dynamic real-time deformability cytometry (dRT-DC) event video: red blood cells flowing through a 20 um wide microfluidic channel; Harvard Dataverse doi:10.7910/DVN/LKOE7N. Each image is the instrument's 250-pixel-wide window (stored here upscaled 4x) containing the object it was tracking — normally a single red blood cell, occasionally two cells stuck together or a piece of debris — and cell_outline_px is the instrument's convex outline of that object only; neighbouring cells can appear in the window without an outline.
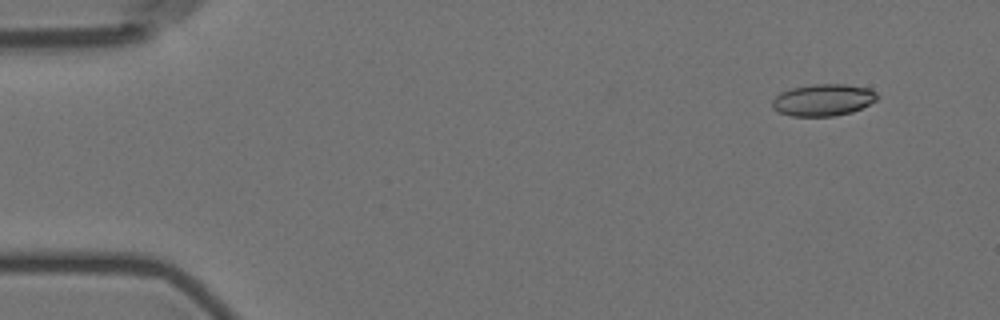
{"species": "Egyptian fruit bat (a non-hibernating species)", "species_latin": "Rousettus aegyptiacus", "temperature_condition": "room temperature", "stored_images_in_passage": 9, "camera_frame_rate_fps": 3000, "um_per_image_px": 0.085, "animal": {"sex": "female"}, "frame": {"image": 1, "passage_image": 2, "time_ms": 1.333, "image_size_px": [1000, 320], "cell_outline_px": [[880, 96], [876, 100], [852, 112], [832, 116], [792, 116], [780, 112], [772, 108], [772, 100], [780, 92], [792, 88], [812, 84], [844, 84], [868, 88], [876, 92]], "centroid_in_image_um": [69.96, 8.49], "position_along_channel_um": 15.0, "area_um2": 19.42}}
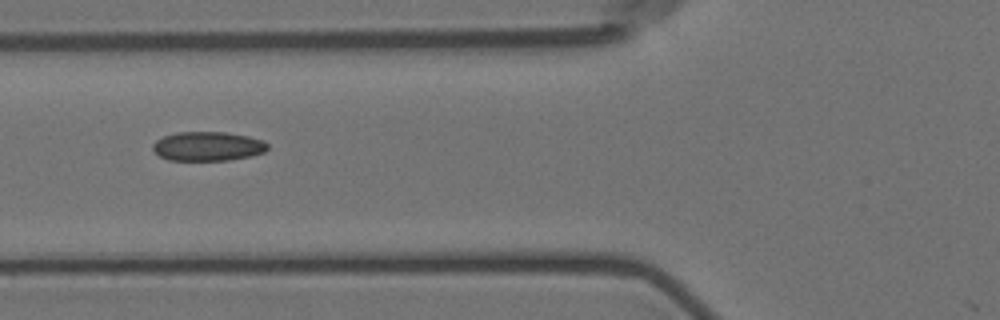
{"frame": {"image": 2, "passage_image": 7, "time_ms": 7.0, "image_size_px": [1000, 320], "cell_outline_px": [[268, 148], [264, 152], [252, 156], [228, 160], [168, 160], [160, 156], [152, 148], [152, 144], [156, 140], [164, 136], [176, 132], [224, 132], [248, 136], [264, 140], [268, 144]], "centroid_in_image_um": [17.67, 12.43], "position_along_channel_um": 108.1, "area_um2": 19.59}}
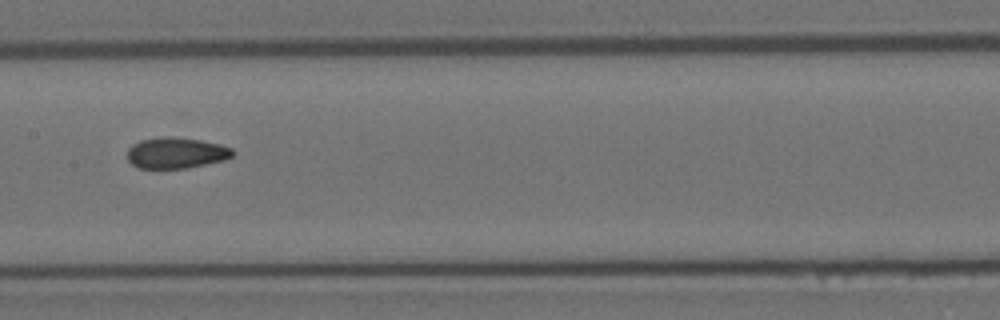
{"frame": {"image": 3, "passage_image": 9, "time_ms": 9.333, "image_size_px": [1000, 320], "cell_outline_px": [[236, 152], [232, 156], [224, 160], [188, 168], [140, 168], [132, 164], [128, 160], [128, 148], [132, 144], [140, 140], [168, 136], [172, 136], [200, 140], [220, 144], [232, 148]], "centroid_in_image_um": [14.99, 12.99], "position_along_channel_um": 192.4, "area_um2": 19.07}}